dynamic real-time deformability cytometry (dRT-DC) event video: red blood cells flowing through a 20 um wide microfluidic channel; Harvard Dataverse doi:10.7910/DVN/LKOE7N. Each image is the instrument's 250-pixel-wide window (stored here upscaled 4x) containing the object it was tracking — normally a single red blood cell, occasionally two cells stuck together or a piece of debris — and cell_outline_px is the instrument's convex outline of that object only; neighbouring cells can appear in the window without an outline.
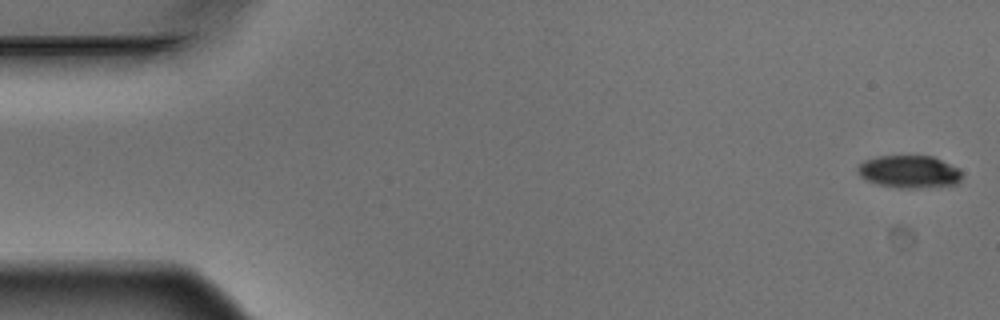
{"species": "Egyptian fruit bat (a non-hibernating species)", "species_latin": "Rousettus aegyptiacus", "temperature_condition": "warm", "stored_images_in_passage": 5, "segment_of_instrument_passage": [2, 2], "camera_frame_rate_fps": 3000, "um_per_image_px": 0.085, "animal": {"sex": "male"}, "frame": {"image": 1, "passage_image": 5, "time_ms": 1.333, "image_size_px": [1000, 320], "cell_outline_px": [[960, 180], [956, 184], [916, 188], [900, 188], [876, 184], [860, 176], [856, 172], [856, 168], [864, 160], [876, 156], [932, 156], [956, 168], [960, 172]], "centroid_in_image_um": [77.2, 14.59], "position_along_channel_um": 7.8, "area_um2": 19.54}}